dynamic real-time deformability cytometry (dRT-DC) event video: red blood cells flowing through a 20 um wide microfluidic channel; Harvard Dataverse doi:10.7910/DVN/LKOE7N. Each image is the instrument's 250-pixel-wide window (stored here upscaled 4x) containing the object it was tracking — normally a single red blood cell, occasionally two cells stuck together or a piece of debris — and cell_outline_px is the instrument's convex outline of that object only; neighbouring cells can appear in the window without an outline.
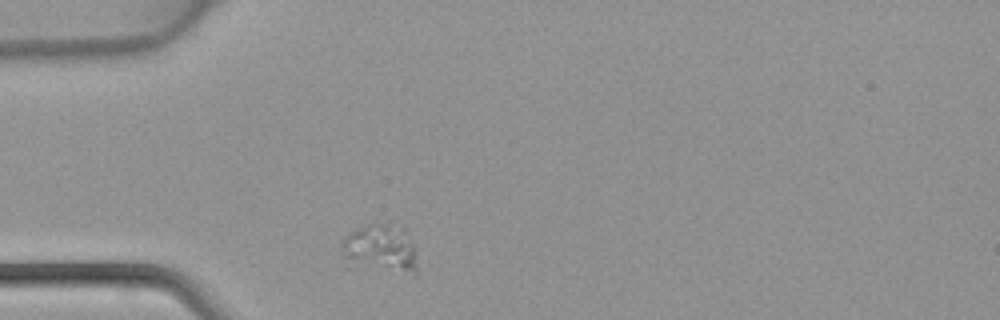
{"species": "common noctule bat (a hibernating species)", "species_latin": "Nyctalus noctula", "temperature_condition": "warm", "stored_images_in_passage": 26, "camera_frame_rate_fps": 3000, "um_per_image_px": 0.085, "animal": {"sex": "female", "body_mass_g": 22.7, "forearm_length_mm": 54.2}, "frame": {"image": 1, "passage_image": 1, "time_ms": 0.0, "image_size_px": [1000, 320], "cell_outline_px": [[416, 276], [348, 256], [344, 248], [344, 236], [348, 232], [368, 224], [388, 224], [404, 228], [412, 244], [416, 256]], "centroid_in_image_um": [32.5, 21.0], "position_along_channel_um": 52.5, "area_um2": 18.9}}
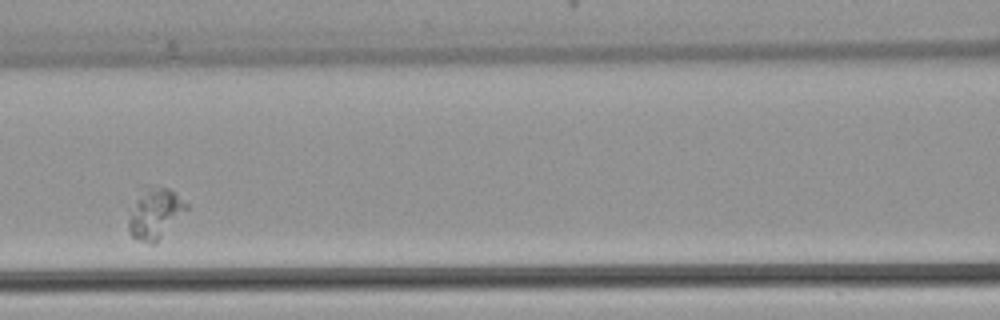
{"frame": {"image": 2, "passage_image": 9, "time_ms": 2.667, "image_size_px": [1000, 320], "cell_outline_px": [[188, 208], [156, 244], [152, 244], [140, 240], [132, 236], [128, 228], [128, 220], [140, 184], [152, 184], [168, 188], [176, 192], [188, 204]], "centroid_in_image_um": [13.16, 18.06], "position_along_channel_um": 153.4, "area_um2": 17.63}}
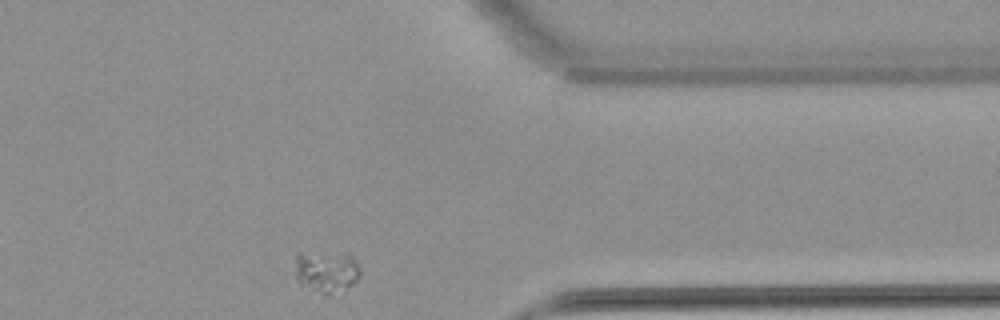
{"frame": {"image": 3, "passage_image": 26, "time_ms": 8.333, "image_size_px": [1000, 320], "cell_outline_px": [[360, 276], [352, 284], [324, 296], [300, 284], [296, 280], [296, 252], [352, 252], [356, 260], [360, 272]], "centroid_in_image_um": [27.74, 23.02], "position_along_channel_um": 383.7, "area_um2": 16.24}}